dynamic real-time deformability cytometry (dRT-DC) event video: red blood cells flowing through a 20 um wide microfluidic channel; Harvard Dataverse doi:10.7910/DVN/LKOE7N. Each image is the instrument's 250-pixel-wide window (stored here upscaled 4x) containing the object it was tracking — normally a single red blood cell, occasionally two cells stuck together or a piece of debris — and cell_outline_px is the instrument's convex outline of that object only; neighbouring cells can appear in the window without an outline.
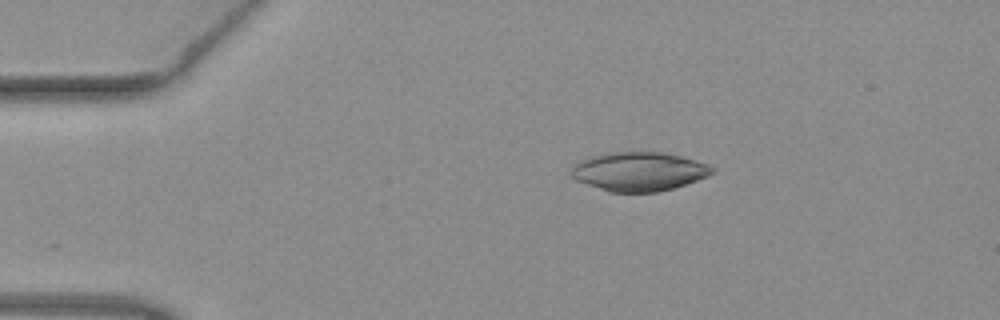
{"species": "common noctule bat (a hibernating species)", "species_latin": "Nyctalus noctula", "temperature_condition": "warm", "stored_images_in_passage": 42, "camera_frame_rate_fps": 3000, "um_per_image_px": 0.085, "animal": {"sex": "female", "body_mass_g": 19.3, "forearm_length_mm": 54.1}, "frame": {"image": 1, "passage_image": 1, "time_ms": 0.0, "image_size_px": [1000, 320], "cell_outline_px": [[716, 172], [708, 176], [672, 188], [656, 192], [608, 192], [576, 180], [568, 172], [580, 160], [592, 156], [612, 152], [664, 152], [680, 156], [708, 164], [716, 168]], "centroid_in_image_um": [54.31, 14.58], "position_along_channel_um": 30.7, "area_um2": 31.91}}
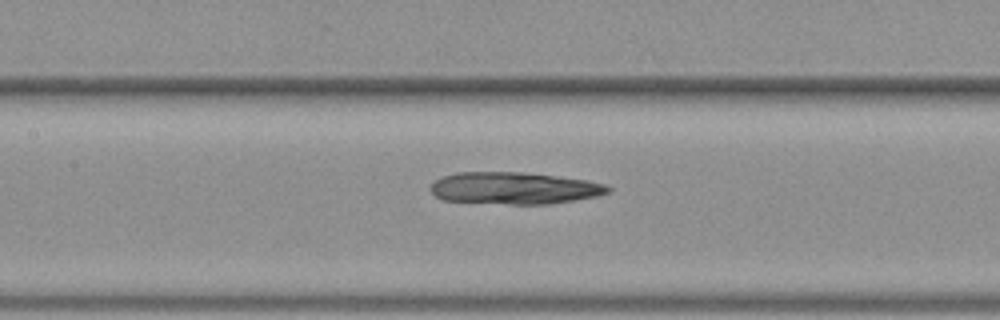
{"frame": {"image": 2, "passage_image": 15, "time_ms": 4.667, "image_size_px": [1000, 320], "cell_outline_px": [[612, 188], [608, 192], [596, 196], [576, 200], [548, 204], [512, 204], [444, 200], [436, 196], [432, 192], [432, 184], [436, 180], [444, 176], [456, 172], [520, 172], [588, 180], [604, 184]], "centroid_in_image_um": [43.73, 15.99], "position_along_channel_um": 163.7, "area_um2": 32.71}}
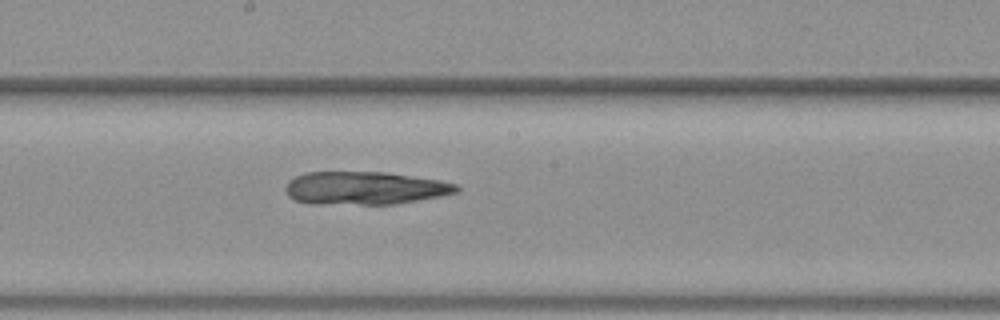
{"frame": {"image": 3, "passage_image": 19, "time_ms": 6.0, "image_size_px": [1000, 320], "cell_outline_px": [[460, 188], [456, 192], [440, 196], [396, 204], [312, 204], [296, 200], [288, 196], [284, 188], [288, 180], [304, 172], [384, 172], [436, 180], [456, 184]], "centroid_in_image_um": [30.94, 15.99], "position_along_channel_um": 217.3, "area_um2": 32.77}}